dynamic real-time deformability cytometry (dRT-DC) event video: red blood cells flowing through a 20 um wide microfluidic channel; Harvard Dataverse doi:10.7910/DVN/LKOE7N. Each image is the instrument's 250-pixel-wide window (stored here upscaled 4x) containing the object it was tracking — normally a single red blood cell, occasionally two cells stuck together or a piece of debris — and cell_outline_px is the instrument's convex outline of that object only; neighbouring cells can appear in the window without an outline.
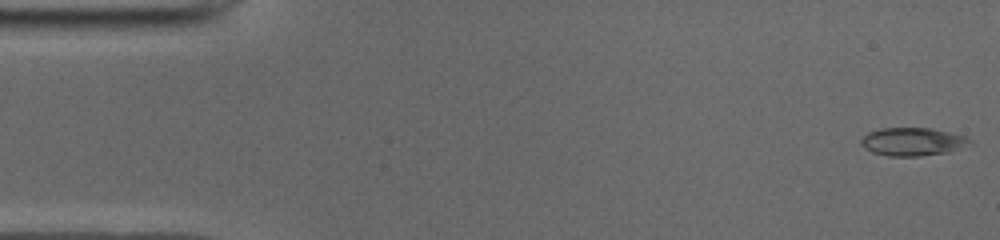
{"species": "common noctule bat (a hibernating species)", "species_latin": "Nyctalus noctula", "temperature_condition": "cold", "stored_images_in_passage": 50, "camera_frame_rate_fps": 3000, "um_per_image_px": 0.085, "animal": {"sex": "male", "body_mass_g": 19.0, "forearm_length_mm": 50.8}, "frame": {"image": 1, "passage_image": 1, "time_ms": 0.0, "image_size_px": [1000, 240], "cell_outline_px": [[972, 140], [948, 152], [920, 156], [888, 156], [872, 152], [864, 148], [860, 144], [860, 140], [868, 132], [884, 128], [928, 128], [964, 136]], "centroid_in_image_um": [77.46, 12.05], "position_along_channel_um": 7.5, "area_um2": 17.34}}
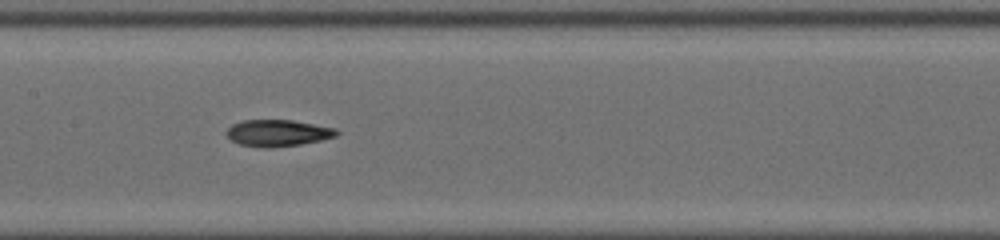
{"frame": {"image": 2, "passage_image": 24, "time_ms": 7.667, "image_size_px": [1000, 240], "cell_outline_px": [[340, 132], [336, 136], [320, 140], [300, 144], [272, 148], [260, 148], [240, 144], [232, 140], [224, 132], [232, 124], [244, 120], [292, 120], [336, 128]], "centroid_in_image_um": [23.6, 11.31], "position_along_channel_um": 183.8, "area_um2": 17.11}}
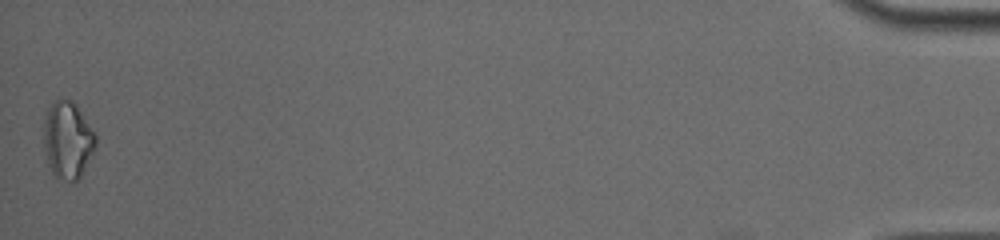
{"frame": {"image": 3, "passage_image": 50, "time_ms": 16.333, "image_size_px": [1000, 240], "cell_outline_px": [[96, 144], [80, 176], [76, 180], [68, 180], [56, 176], [52, 172], [48, 164], [44, 148], [44, 120], [48, 108], [56, 100], [72, 100], [76, 104], [96, 136]], "centroid_in_image_um": [5.73, 11.88], "position_along_channel_um": 429.5, "area_um2": 22.72}, "authors_computed_cell_mechanics": {"area_um2": 17.051, "velocity_mm_per_s": 3.9686, "shape_relaxation_time_tau1_ms": 8.9726, "shape_relaxation_time_tau2_ms": 8.3224, "deformation_change_tau1": 0.2091, "deformation_change_tau2": 0.1887}}